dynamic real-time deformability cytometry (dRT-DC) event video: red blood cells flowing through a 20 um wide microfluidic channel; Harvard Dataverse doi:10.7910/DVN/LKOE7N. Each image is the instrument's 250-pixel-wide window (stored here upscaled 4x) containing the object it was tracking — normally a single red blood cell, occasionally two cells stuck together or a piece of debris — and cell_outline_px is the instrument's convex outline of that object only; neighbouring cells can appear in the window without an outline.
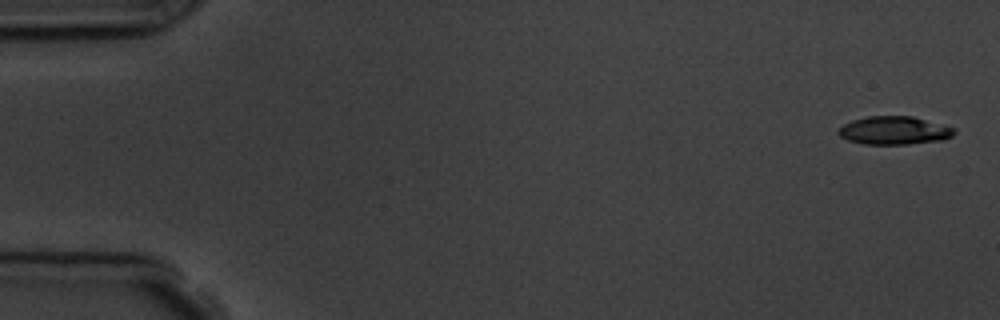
{"species": "common noctule bat (a hibernating species)", "species_latin": "Nyctalus noctula", "temperature_condition": "room temperature", "stored_images_in_passage": 5, "camera_frame_rate_fps": 3000, "um_per_image_px": 0.085, "animal": {"sex": "male", "body_mass_g": 19.5, "forearm_length_mm": 54.6}, "frame": {"image": 1, "passage_image": 1, "time_ms": 0.0, "image_size_px": [1000, 320], "cell_outline_px": [[956, 132], [952, 136], [944, 140], [908, 144], [864, 144], [848, 140], [840, 136], [836, 132], [836, 128], [852, 120], [868, 116], [912, 116], [956, 128]], "centroid_in_image_um": [76.0, 11.09], "position_along_channel_um": 9.0, "area_um2": 19.19}}
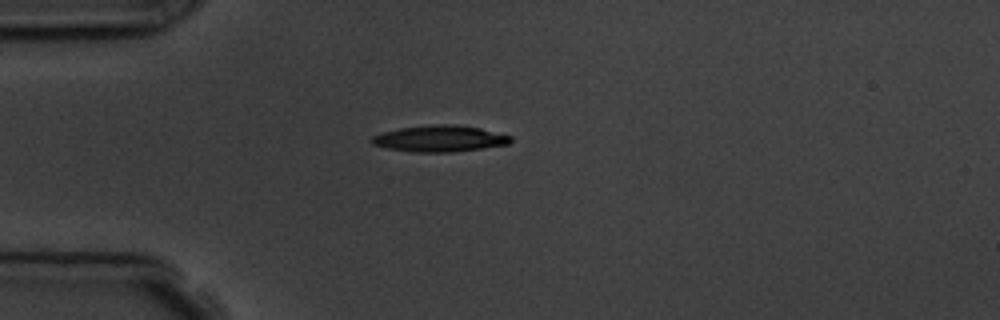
{"frame": {"image": 2, "passage_image": 4, "time_ms": 4.333, "image_size_px": [1000, 320], "cell_outline_px": [[512, 140], [508, 144], [452, 152], [416, 152], [388, 148], [372, 144], [368, 140], [372, 136], [384, 132], [400, 128], [440, 124], [452, 124], [480, 128], [512, 136]], "centroid_in_image_um": [37.36, 11.78], "position_along_channel_um": 47.6, "area_um2": 21.04}}